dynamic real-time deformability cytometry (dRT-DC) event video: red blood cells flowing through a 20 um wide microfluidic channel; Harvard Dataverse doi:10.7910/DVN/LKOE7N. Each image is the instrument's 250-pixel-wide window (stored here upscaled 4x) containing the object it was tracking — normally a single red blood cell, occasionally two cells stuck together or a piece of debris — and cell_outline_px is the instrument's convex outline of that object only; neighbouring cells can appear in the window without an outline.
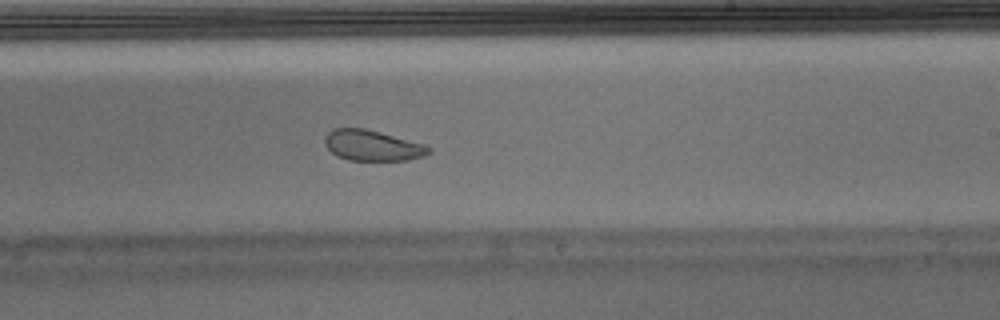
{"species": "Egyptian fruit bat (a non-hibernating species)", "species_latin": "Rousettus aegyptiacus", "temperature_condition": "warm", "stored_images_in_passage": 51, "segment_of_instrument_passage": [1, 2], "camera_frame_rate_fps": 3000, "um_per_image_px": 0.085, "animal": {"sex": "male"}, "frame": {"image": 1, "passage_image": 30, "time_ms": 9.667, "image_size_px": [1000, 320], "cell_outline_px": [[432, 152], [424, 156], [408, 160], [348, 160], [336, 156], [324, 144], [324, 136], [332, 128], [364, 128], [380, 132], [424, 144], [432, 148]], "centroid_in_image_um": [31.64, 12.36], "position_along_channel_um": 257.4, "area_um2": 18.67}}